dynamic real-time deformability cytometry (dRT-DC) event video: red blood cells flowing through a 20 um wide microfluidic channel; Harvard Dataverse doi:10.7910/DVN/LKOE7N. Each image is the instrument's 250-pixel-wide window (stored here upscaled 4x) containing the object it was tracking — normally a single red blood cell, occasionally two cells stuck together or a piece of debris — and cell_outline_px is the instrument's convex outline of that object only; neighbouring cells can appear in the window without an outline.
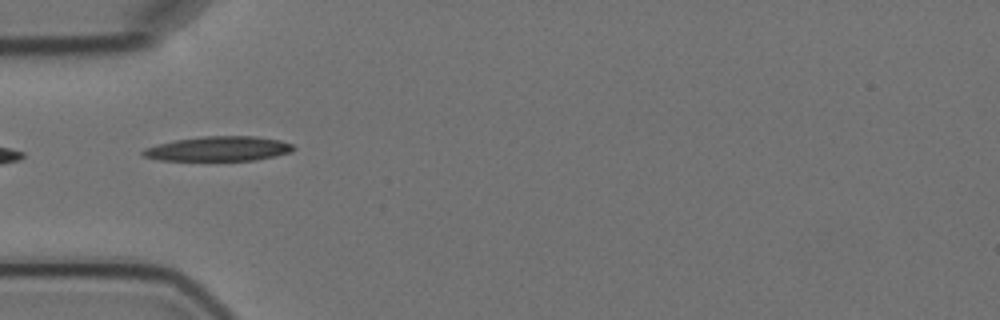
{"species": "Egyptian fruit bat (a non-hibernating species)", "species_latin": "Rousettus aegyptiacus", "temperature_condition": "cold", "stored_images_in_passage": 7, "camera_frame_rate_fps": 3000, "um_per_image_px": 0.085, "animal": {"sex": "female"}, "frame": {"image": 1, "passage_image": 2, "time_ms": 1.333, "image_size_px": [1000, 320], "cell_outline_px": [[296, 148], [292, 152], [276, 156], [256, 160], [160, 160], [144, 156], [140, 152], [144, 148], [156, 144], [176, 140], [204, 136], [256, 136], [280, 140], [292, 144]], "centroid_in_image_um": [18.6, 12.64], "position_along_channel_um": 66.4, "area_um2": 21.68}}
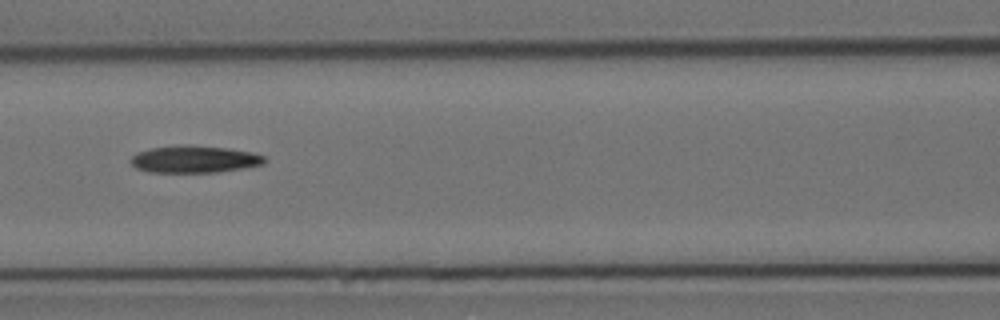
{"frame": {"image": 2, "passage_image": 4, "time_ms": 3.667, "image_size_px": [1000, 320], "cell_outline_px": [[268, 160], [264, 164], [216, 172], [148, 172], [136, 168], [128, 160], [136, 152], [152, 148], [228, 148], [252, 152], [264, 156]], "centroid_in_image_um": [16.53, 13.58], "position_along_channel_um": 150.1, "area_um2": 20.11}}
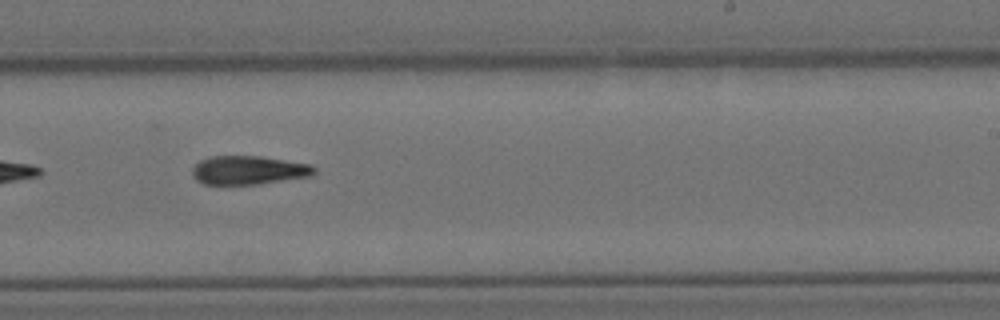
{"frame": {"image": 3, "passage_image": 7, "time_ms": 7.0, "image_size_px": [1000, 320], "cell_outline_px": [[316, 172], [312, 176], [260, 184], [204, 184], [196, 180], [192, 176], [192, 168], [200, 160], [208, 156], [260, 156], [312, 164], [316, 168]], "centroid_in_image_um": [21.15, 14.46], "position_along_channel_um": 267.9, "area_um2": 20.63}}